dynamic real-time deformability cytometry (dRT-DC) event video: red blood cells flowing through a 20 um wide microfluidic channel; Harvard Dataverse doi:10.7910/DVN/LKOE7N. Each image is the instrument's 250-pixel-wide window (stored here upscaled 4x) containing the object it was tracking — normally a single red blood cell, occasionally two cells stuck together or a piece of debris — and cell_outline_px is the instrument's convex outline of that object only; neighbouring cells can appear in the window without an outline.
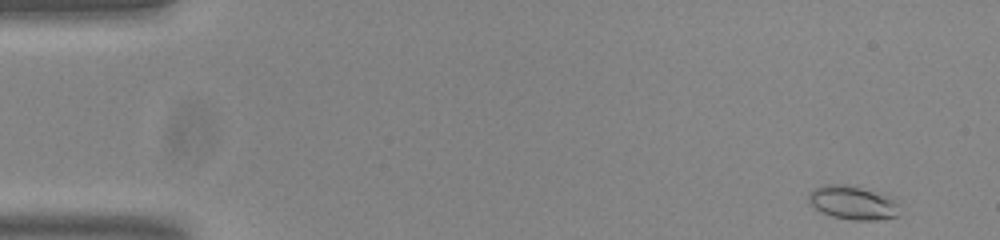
{"species": "common noctule bat (a hibernating species)", "species_latin": "Nyctalus noctula", "temperature_condition": "room temperature", "stored_images_in_passage": 52, "camera_frame_rate_fps": 3000, "um_per_image_px": 0.085, "animal": {"sex": "male", "body_mass_g": 20.0, "forearm_length_mm": 53.3}, "frame": {"image": 1, "passage_image": 1, "time_ms": 0.0, "image_size_px": [1000, 240], "cell_outline_px": [[900, 216], [876, 220], [852, 220], [832, 216], [820, 212], [808, 200], [808, 196], [812, 188], [824, 184], [856, 184], [884, 192], [896, 196], [900, 200]], "centroid_in_image_um": [72.62, 17.18], "position_along_channel_um": 12.4, "area_um2": 19.07}}
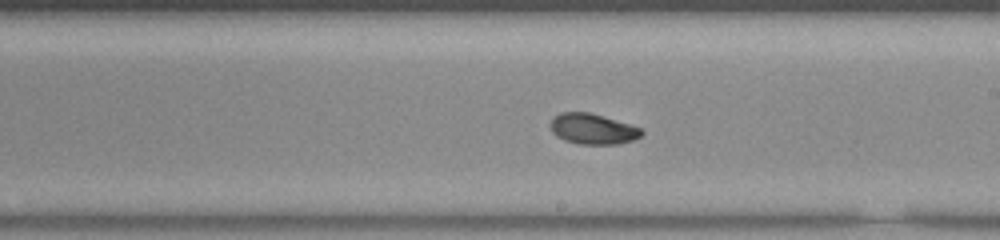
{"frame": {"image": 2, "passage_image": 29, "time_ms": 9.333, "image_size_px": [1000, 240], "cell_outline_px": [[644, 132], [640, 136], [632, 140], [620, 144], [580, 144], [564, 140], [556, 136], [552, 132], [548, 124], [552, 116], [560, 112], [588, 112], [628, 124], [640, 128]], "centroid_in_image_um": [50.3, 10.96], "position_along_channel_um": 238.7, "area_um2": 16.24}}
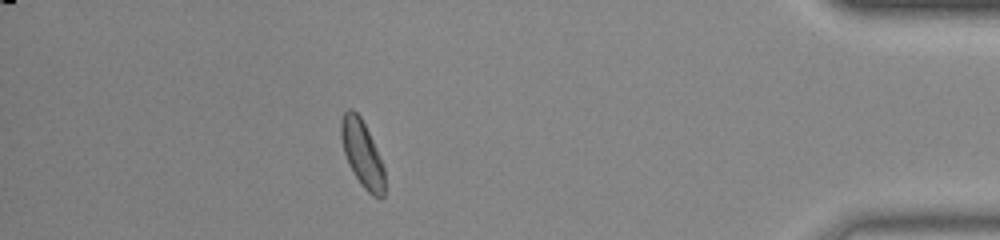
{"frame": {"image": 3, "passage_image": 46, "time_ms": 15.0, "image_size_px": [1000, 240], "cell_outline_px": [[384, 196], [372, 196], [360, 184], [348, 164], [344, 152], [340, 136], [340, 120], [344, 112], [348, 108], [352, 108], [360, 116], [380, 156], [384, 168]], "centroid_in_image_um": [30.76, 13.04], "position_along_channel_um": 404.4, "area_um2": 16.82}, "authors_computed_cell_mechanics": {"area_um2": 16.6464, "velocity_mm_per_s": 3.7631, "shape_relaxation_time_tau1_ms": 5.3121, "shape_relaxation_time_tau2_ms": null, "deformation_change_tau1": 0.1295, "deformation_change_tau2": null}}